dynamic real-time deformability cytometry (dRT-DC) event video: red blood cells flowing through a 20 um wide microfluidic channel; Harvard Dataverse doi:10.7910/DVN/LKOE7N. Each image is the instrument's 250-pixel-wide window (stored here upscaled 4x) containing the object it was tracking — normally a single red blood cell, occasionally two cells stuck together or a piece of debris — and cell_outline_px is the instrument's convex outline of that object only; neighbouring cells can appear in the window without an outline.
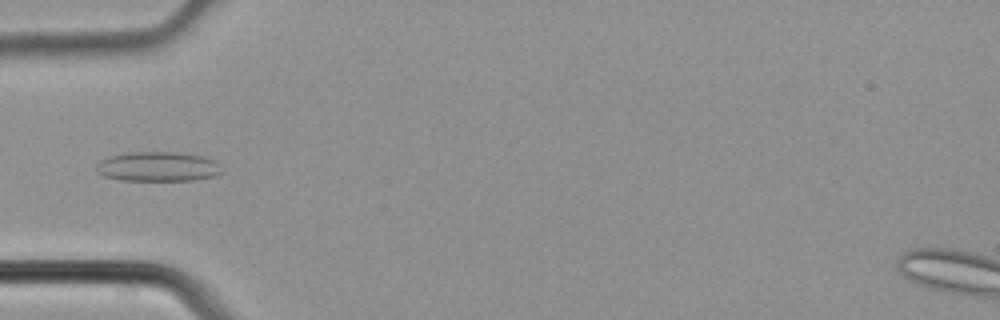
{"species": "common noctule bat (a hibernating species)", "species_latin": "Nyctalus noctula", "temperature_condition": "cold", "stored_images_in_passage": 1, "camera_frame_rate_fps": 3000, "um_per_image_px": 0.085, "animal": {"sex": "male", "body_mass_g": 21.5, "forearm_length_mm": 52.0}, "frame": {"image": 1, "passage_image": 1, "time_ms": 0.0, "image_size_px": [1000, 320], "cell_outline_px": [[224, 172], [216, 176], [196, 180], [120, 180], [104, 176], [96, 172], [96, 164], [100, 160], [112, 156], [128, 152], [180, 152], [200, 156], [212, 160], [220, 164]], "centroid_in_image_um": [13.44, 14.17], "position_along_channel_um": 71.6, "area_um2": 21.79}}